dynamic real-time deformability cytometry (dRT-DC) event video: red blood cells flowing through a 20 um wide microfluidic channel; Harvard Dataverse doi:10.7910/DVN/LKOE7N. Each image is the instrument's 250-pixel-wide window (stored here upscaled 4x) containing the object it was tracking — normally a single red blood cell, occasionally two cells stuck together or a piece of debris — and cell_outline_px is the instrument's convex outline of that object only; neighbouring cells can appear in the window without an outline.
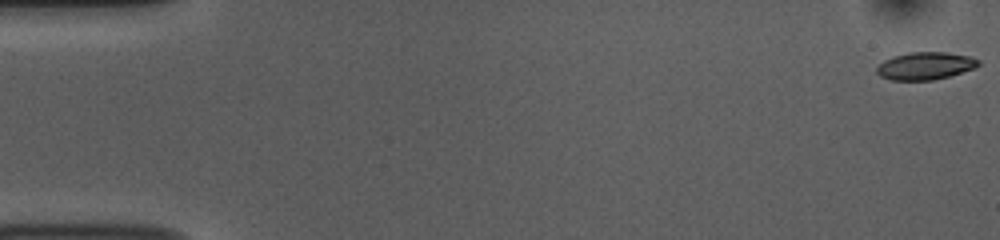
{"species": "common noctule bat (a hibernating species)", "species_latin": "Nyctalus noctula", "temperature_condition": "room temperature", "stored_images_in_passage": 54, "camera_frame_rate_fps": 3000, "um_per_image_px": 0.085, "animal": {"sex": "female", "body_mass_g": 10.0, "forearm_length_mm": 53.1}, "frame": {"image": 1, "passage_image": 1, "time_ms": 0.0, "image_size_px": [1000, 240], "cell_outline_px": [[980, 64], [972, 68], [948, 76], [932, 80], [892, 80], [880, 76], [876, 72], [876, 68], [884, 60], [892, 56], [908, 52], [944, 52], [968, 56], [980, 60]], "centroid_in_image_um": [78.6, 5.59], "position_along_channel_um": 6.4, "area_um2": 16.13}}
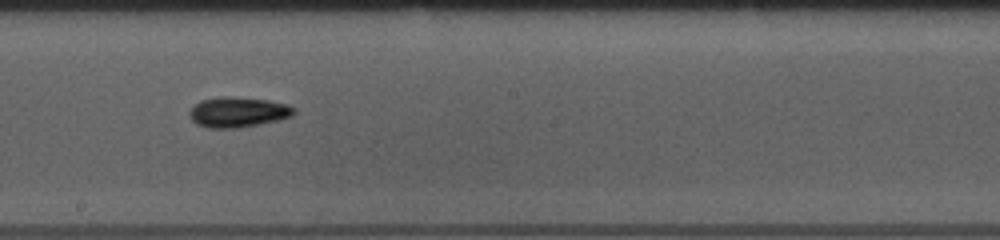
{"frame": {"image": 2, "passage_image": 30, "time_ms": 9.667, "image_size_px": [1000, 240], "cell_outline_px": [[296, 112], [292, 116], [280, 120], [240, 128], [208, 128], [196, 124], [188, 116], [188, 112], [200, 100], [220, 96], [224, 96], [268, 100], [288, 104], [296, 108]], "centroid_in_image_um": [20.24, 9.54], "position_along_channel_um": 228.0, "area_um2": 18.67}}
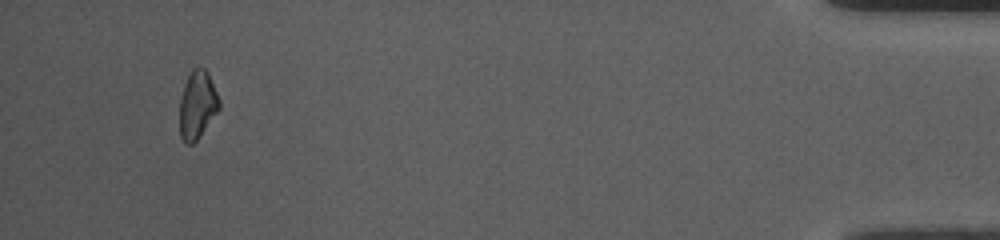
{"frame": {"image": 3, "passage_image": 51, "time_ms": 16.667, "image_size_px": [1000, 240], "cell_outline_px": [[220, 108], [200, 136], [192, 144], [184, 144], [180, 136], [180, 96], [184, 84], [192, 68], [204, 68], [208, 72], [220, 100]], "centroid_in_image_um": [16.77, 8.92], "position_along_channel_um": 418.4, "area_um2": 15.72}, "authors_computed_cell_mechanics": {"area_um2": 16.5019, "velocity_mm_per_s": 3.7539, "shape_relaxation_time_tau1_ms": 2.6421, "shape_relaxation_time_tau2_ms": null, "deformation_change_tau1": 0.0847, "deformation_change_tau2": null}}